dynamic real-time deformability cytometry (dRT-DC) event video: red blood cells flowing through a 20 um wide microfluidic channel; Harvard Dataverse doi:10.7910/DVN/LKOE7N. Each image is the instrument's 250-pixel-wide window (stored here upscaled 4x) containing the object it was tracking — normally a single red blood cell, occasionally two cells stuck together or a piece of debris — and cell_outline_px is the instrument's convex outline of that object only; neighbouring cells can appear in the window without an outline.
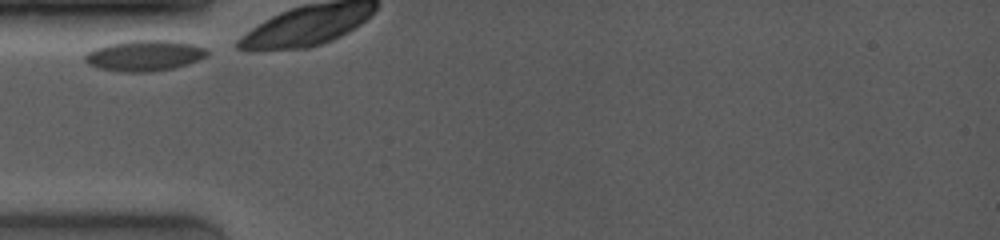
{"species": "common noctule bat (a hibernating species)", "species_latin": "Nyctalus noctula", "temperature_condition": "room temperature", "stored_images_in_passage": 19, "camera_frame_rate_fps": 4000, "um_per_image_px": 0.085, "animal": {"sex": "female", "body_mass_g": 19.0, "forearm_length_mm": 53.3}, "frame": {"image": 1, "passage_image": 1, "time_ms": 0.0, "image_size_px": [1000, 240], "cell_outline_px": [[208, 56], [200, 60], [188, 64], [172, 68], [152, 72], [120, 72], [96, 68], [88, 64], [84, 60], [84, 56], [88, 52], [96, 48], [108, 44], [128, 40], [168, 40], [192, 44], [208, 48]], "centroid_in_image_um": [12.29, 4.73], "position_along_channel_um": 72.7, "area_um2": 22.2}}